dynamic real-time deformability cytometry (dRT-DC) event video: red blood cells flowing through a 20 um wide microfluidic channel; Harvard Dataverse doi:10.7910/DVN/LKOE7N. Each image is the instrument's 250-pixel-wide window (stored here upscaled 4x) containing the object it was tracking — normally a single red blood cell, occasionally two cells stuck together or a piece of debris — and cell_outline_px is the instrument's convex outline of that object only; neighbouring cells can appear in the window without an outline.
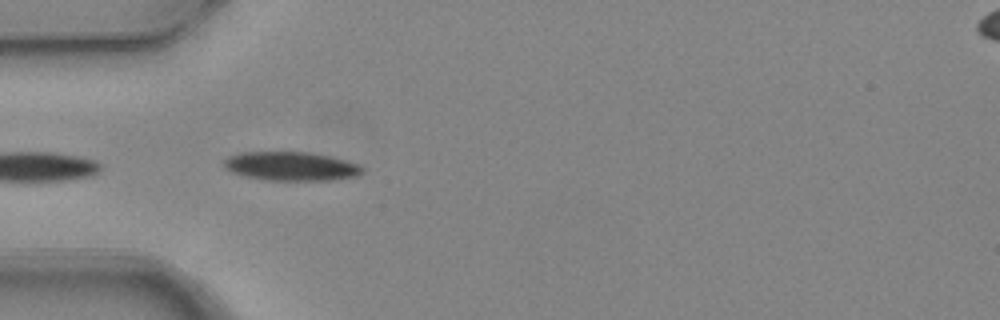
{"species": "common noctule bat (a hibernating species)", "species_latin": "Nyctalus noctula", "temperature_condition": "warm", "stored_images_in_passage": 8, "camera_frame_rate_fps": 3000, "um_per_image_px": 0.085, "animal": {"sex": "female", "body_mass_g": 24.6, "forearm_length_mm": 56.2}, "frame": {"image": 1, "passage_image": 4, "time_ms": 1.0, "image_size_px": [1000, 320], "cell_outline_px": [[364, 172], [356, 176], [328, 180], [268, 180], [244, 176], [232, 172], [224, 168], [224, 160], [228, 156], [240, 152], [308, 152], [328, 156], [360, 164], [364, 168]], "centroid_in_image_um": [24.73, 14.13], "position_along_channel_um": 60.3, "area_um2": 23.24}}
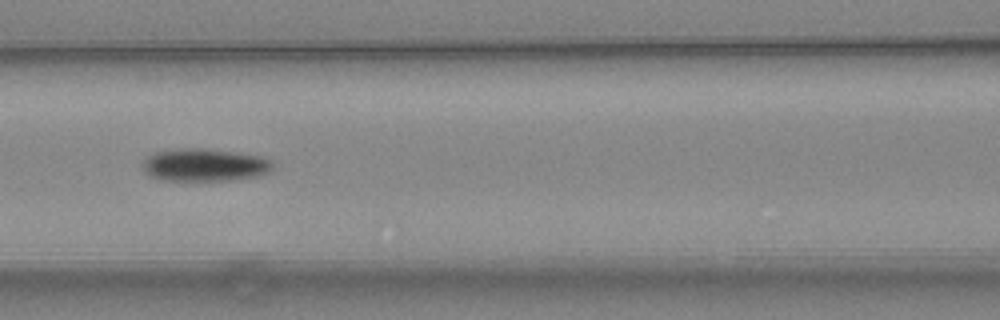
{"frame": {"image": 2, "passage_image": 6, "time_ms": 1.667, "image_size_px": [1000, 320], "cell_outline_px": [[272, 168], [268, 172], [260, 176], [232, 180], [164, 180], [148, 176], [144, 172], [140, 164], [148, 156], [156, 152], [176, 148], [204, 148], [236, 152], [264, 156], [272, 160]], "centroid_in_image_um": [17.38, 14.01], "position_along_channel_um": 149.2, "area_um2": 25.14}}
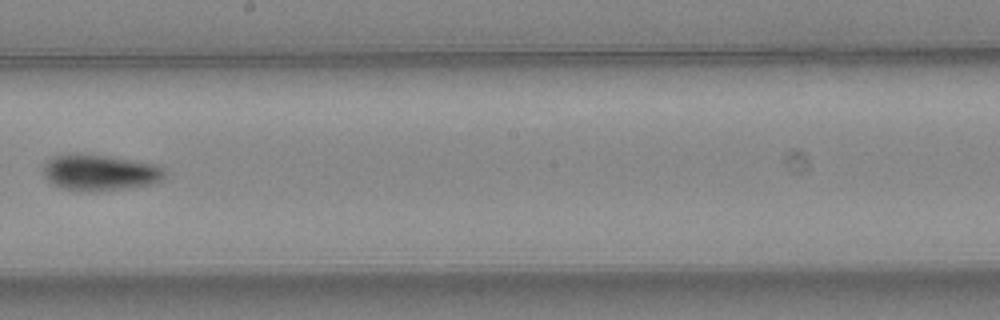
{"frame": {"image": 3, "passage_image": 8, "time_ms": 2.333, "image_size_px": [1000, 320], "cell_outline_px": [[164, 176], [160, 180], [152, 184], [128, 188], [88, 192], [80, 192], [60, 188], [52, 184], [44, 176], [44, 164], [52, 156], [72, 152], [108, 156], [156, 164], [164, 168]], "centroid_in_image_um": [8.44, 14.66], "position_along_channel_um": 239.8, "area_um2": 25.89}}